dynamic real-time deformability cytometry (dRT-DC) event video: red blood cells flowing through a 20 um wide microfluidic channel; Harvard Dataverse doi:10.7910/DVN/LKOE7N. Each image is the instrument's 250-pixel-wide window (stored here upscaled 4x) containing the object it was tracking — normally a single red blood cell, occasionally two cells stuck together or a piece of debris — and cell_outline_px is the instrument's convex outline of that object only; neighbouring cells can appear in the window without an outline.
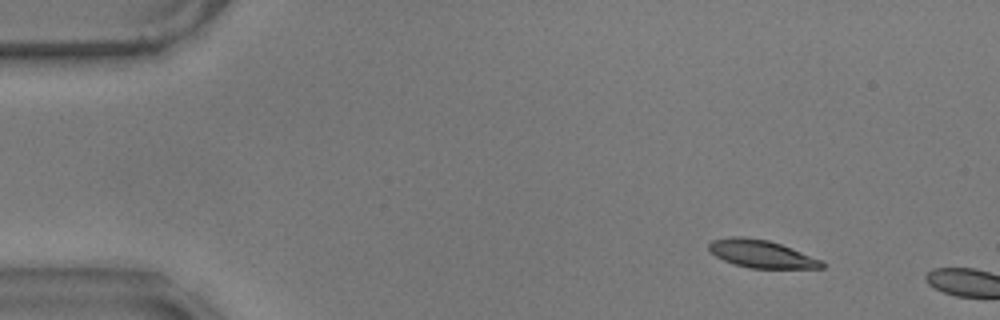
{"species": "common noctule bat (a hibernating species)", "species_latin": "Nyctalus noctula", "temperature_condition": "warm", "stored_images_in_passage": 9, "camera_frame_rate_fps": 3000, "um_per_image_px": 0.085, "animal": {"sex": "male", "body_mass_g": 17.9}, "frame": {"image": 1, "passage_image": 6, "time_ms": 1.667, "image_size_px": [1000, 320], "cell_outline_px": [[824, 268], [752, 268], [736, 264], [724, 260], [716, 256], [708, 248], [708, 244], [712, 240], [732, 236], [740, 236], [768, 240], [792, 248], [820, 260], [824, 264]], "centroid_in_image_um": [64.7, 21.57], "position_along_channel_um": 20.3, "area_um2": 17.92}}